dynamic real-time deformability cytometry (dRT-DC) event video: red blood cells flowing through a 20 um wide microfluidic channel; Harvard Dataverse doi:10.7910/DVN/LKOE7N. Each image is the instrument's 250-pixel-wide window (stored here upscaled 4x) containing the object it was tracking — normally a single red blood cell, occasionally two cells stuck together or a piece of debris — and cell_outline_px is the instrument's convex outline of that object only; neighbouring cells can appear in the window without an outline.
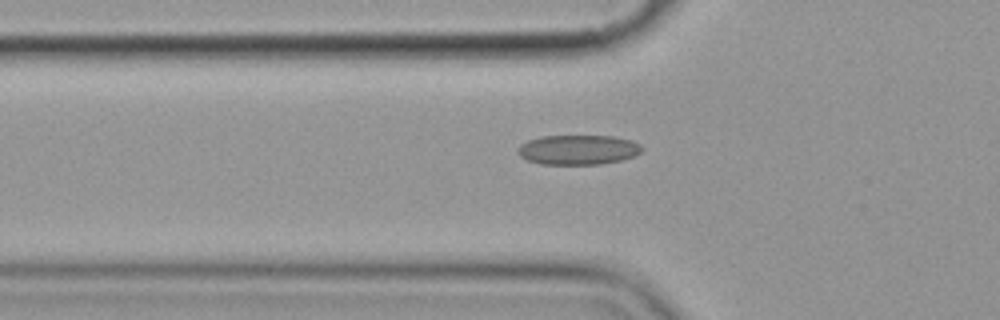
{"species": "common noctule bat (a hibernating species)", "species_latin": "Nyctalus noctula", "temperature_condition": "cold", "stored_images_in_passage": 4, "camera_frame_rate_fps": 3000, "um_per_image_px": 0.085, "animal": {"sex": "female", "body_mass_g": 19.9}, "frame": {"image": 1, "passage_image": 4, "time_ms": 3.667, "image_size_px": [1000, 320], "cell_outline_px": [[644, 148], [640, 152], [632, 156], [620, 160], [600, 164], [540, 164], [528, 160], [520, 156], [516, 152], [520, 144], [528, 140], [544, 136], [612, 136], [632, 140], [640, 144]], "centroid_in_image_um": [49.12, 12.72], "position_along_channel_um": 76.7, "area_um2": 21.44}}